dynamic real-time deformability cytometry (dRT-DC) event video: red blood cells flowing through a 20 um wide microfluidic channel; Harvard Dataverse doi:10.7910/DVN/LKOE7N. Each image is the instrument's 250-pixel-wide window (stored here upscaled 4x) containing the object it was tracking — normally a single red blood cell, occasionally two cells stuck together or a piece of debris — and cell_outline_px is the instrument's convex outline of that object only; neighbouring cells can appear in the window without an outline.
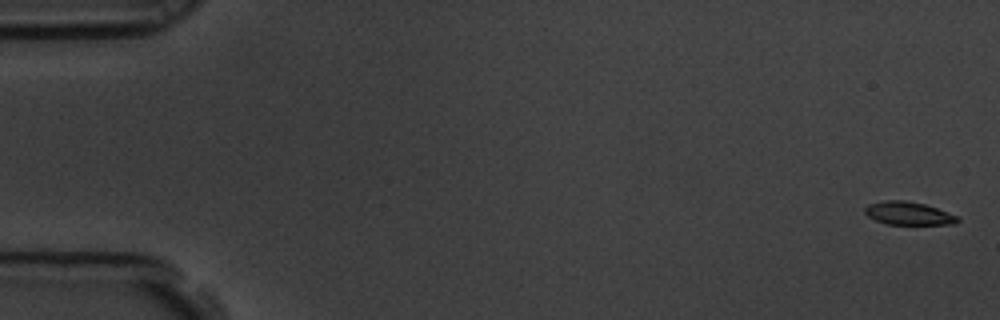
{"species": "common noctule bat (a hibernating species)", "species_latin": "Nyctalus noctula", "temperature_condition": "room temperature", "stored_images_in_passage": 6, "segment_of_instrument_passage": [1, 2], "camera_frame_rate_fps": 3000, "um_per_image_px": 0.085, "animal": {"sex": "male", "body_mass_g": 19.5, "forearm_length_mm": 54.6}, "frame": {"image": 1, "passage_image": 1, "time_ms": 0.0, "image_size_px": [1000, 320], "cell_outline_px": [[960, 220], [956, 224], [888, 224], [876, 220], [868, 216], [864, 212], [864, 208], [868, 204], [884, 200], [904, 200], [924, 204], [960, 216]], "centroid_in_image_um": [77.24, 18.13], "position_along_channel_um": 7.8, "area_um2": 12.48}}
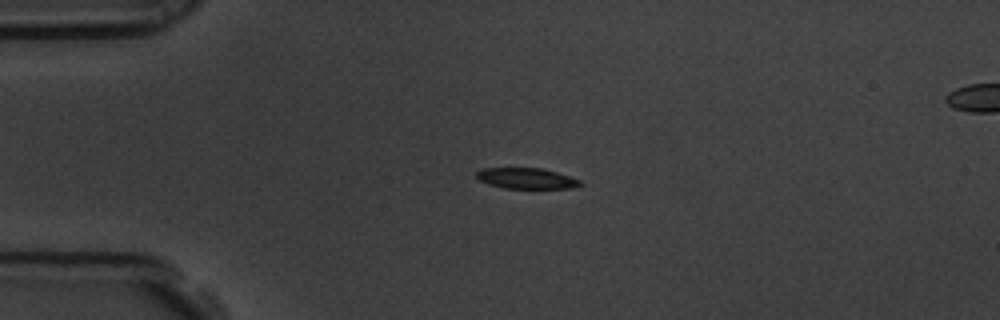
{"frame": {"image": 2, "passage_image": 5, "time_ms": 1.333, "image_size_px": [1000, 320], "cell_outline_px": [[584, 184], [572, 188], [504, 188], [488, 184], [480, 180], [476, 176], [476, 172], [484, 168], [544, 168], [580, 180]], "centroid_in_image_um": [44.75, 15.16], "position_along_channel_um": 40.2, "area_um2": 12.48}}